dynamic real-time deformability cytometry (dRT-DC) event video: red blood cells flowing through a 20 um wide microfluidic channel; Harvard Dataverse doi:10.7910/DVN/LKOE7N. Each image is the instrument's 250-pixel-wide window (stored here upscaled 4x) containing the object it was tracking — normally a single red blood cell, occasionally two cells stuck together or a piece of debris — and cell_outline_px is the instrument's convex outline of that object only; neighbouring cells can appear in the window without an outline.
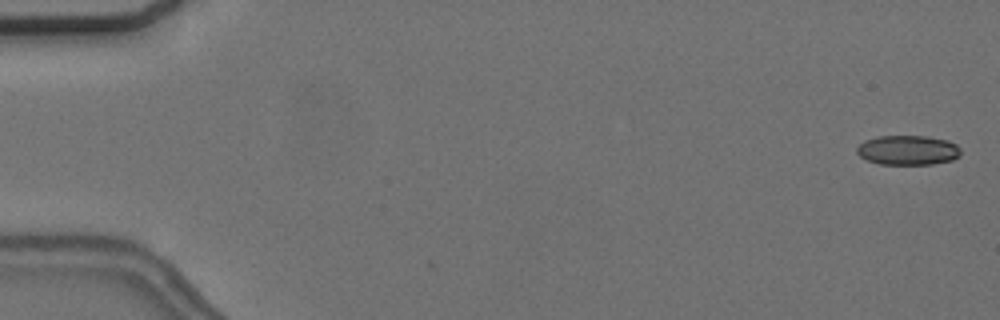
{"species": "common noctule bat (a hibernating species)", "species_latin": "Nyctalus noctula", "temperature_condition": "cold", "stored_images_in_passage": 57, "camera_frame_rate_fps": 3000, "um_per_image_px": 0.085, "animal": {"sex": "female", "body_mass_g": 24.6, "forearm_length_mm": 56.2}, "frame": {"image": 1, "passage_image": 2, "time_ms": 0.333, "image_size_px": [1000, 320], "cell_outline_px": [[960, 156], [952, 160], [932, 164], [880, 164], [868, 160], [860, 156], [856, 152], [856, 148], [864, 140], [876, 136], [928, 136], [948, 140], [956, 144], [960, 148]], "centroid_in_image_um": [77.17, 12.75], "position_along_channel_um": 7.8, "area_um2": 18.03}}
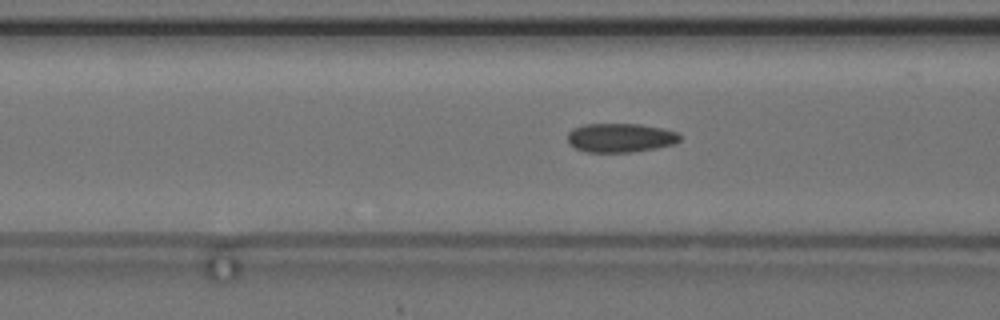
{"frame": {"image": 2, "passage_image": 23, "time_ms": 7.333, "image_size_px": [1000, 320], "cell_outline_px": [[680, 140], [672, 144], [656, 148], [632, 152], [588, 152], [576, 148], [568, 144], [568, 132], [572, 128], [584, 124], [640, 124], [660, 128], [676, 132], [680, 136]], "centroid_in_image_um": [52.69, 11.71], "position_along_channel_um": 113.9, "area_um2": 18.9}}
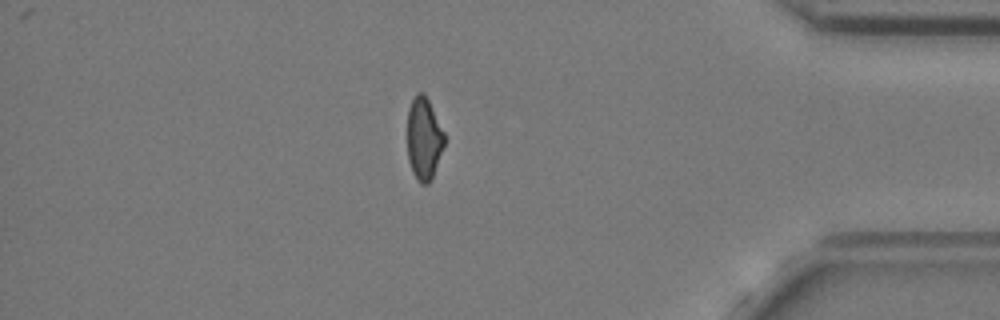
{"frame": {"image": 3, "passage_image": 49, "time_ms": 16.0, "image_size_px": [1000, 320], "cell_outline_px": [[444, 144], [432, 180], [428, 184], [420, 184], [416, 180], [412, 172], [408, 160], [408, 108], [416, 92], [424, 92], [444, 132]], "centroid_in_image_um": [36.02, 11.81], "position_along_channel_um": 399.2, "area_um2": 17.8}, "authors_computed_cell_mechanics": {"area_um2": 18.8428, "velocity_mm_per_s": 3.6873, "shape_relaxation_time_tau1_ms": null, "shape_relaxation_time_tau2_ms": 2.0292, "deformation_change_tau1": null, "deformation_change_tau2": 0.0914}}